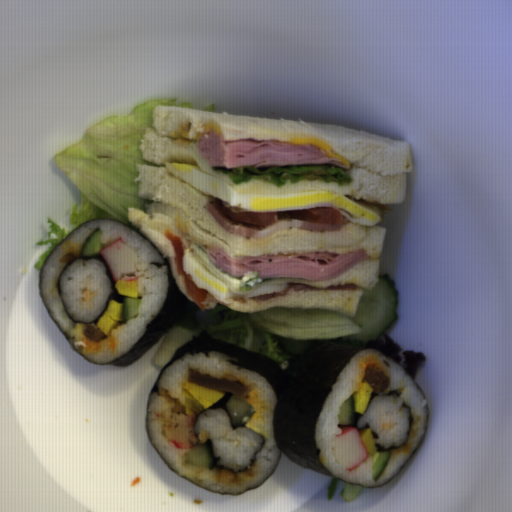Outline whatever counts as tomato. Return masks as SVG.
<instances>
[{
	"instance_id": "tomato-3",
	"label": "tomato",
	"mask_w": 512,
	"mask_h": 512,
	"mask_svg": "<svg viewBox=\"0 0 512 512\" xmlns=\"http://www.w3.org/2000/svg\"><path fill=\"white\" fill-rule=\"evenodd\" d=\"M233 300L239 302V303H242V304H247V301L246 299H244L243 297H231Z\"/></svg>"
},
{
	"instance_id": "tomato-1",
	"label": "tomato",
	"mask_w": 512,
	"mask_h": 512,
	"mask_svg": "<svg viewBox=\"0 0 512 512\" xmlns=\"http://www.w3.org/2000/svg\"><path fill=\"white\" fill-rule=\"evenodd\" d=\"M214 205L226 216L246 224L267 227L284 219H296L309 223L344 225L342 211L330 206H318L299 210L247 211L241 207L229 205L223 200L214 199Z\"/></svg>"
},
{
	"instance_id": "tomato-2",
	"label": "tomato",
	"mask_w": 512,
	"mask_h": 512,
	"mask_svg": "<svg viewBox=\"0 0 512 512\" xmlns=\"http://www.w3.org/2000/svg\"><path fill=\"white\" fill-rule=\"evenodd\" d=\"M164 237L167 238L174 250V263L178 277H182L185 285V290L197 306L205 312V305L202 303L207 299V289H202L198 286L184 271V253L188 250L180 236L172 235L167 229L164 232Z\"/></svg>"
}]
</instances>
